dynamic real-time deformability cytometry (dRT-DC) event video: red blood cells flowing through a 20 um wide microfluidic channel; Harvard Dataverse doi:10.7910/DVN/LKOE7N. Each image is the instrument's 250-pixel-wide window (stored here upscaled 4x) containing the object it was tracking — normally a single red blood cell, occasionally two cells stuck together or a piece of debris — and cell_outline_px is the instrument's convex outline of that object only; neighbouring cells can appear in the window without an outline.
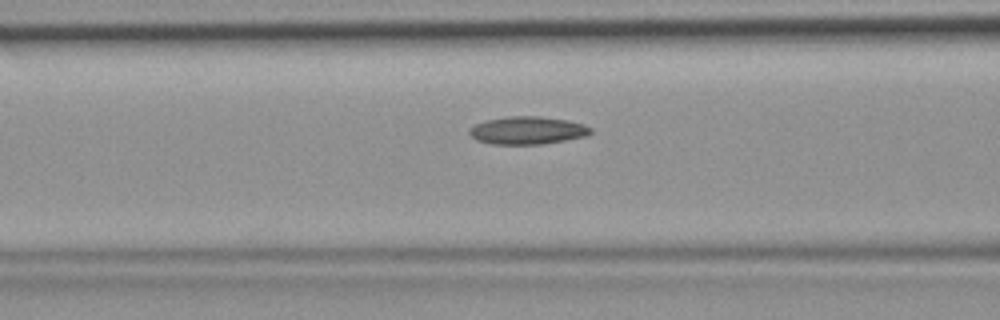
{"species": "common noctule bat (a hibernating species)", "species_latin": "Nyctalus noctula", "temperature_condition": "room temperature", "stored_images_in_passage": 39, "camera_frame_rate_fps": 3000, "um_per_image_px": 0.085, "animal": {"sex": "female", "body_mass_g": 19.9}, "frame": {"image": 1, "passage_image": 11, "time_ms": 3.333, "image_size_px": [1000, 320], "cell_outline_px": [[592, 132], [588, 136], [544, 144], [492, 144], [476, 140], [468, 132], [468, 128], [476, 124], [488, 120], [508, 116], [540, 116], [568, 120], [584, 124], [592, 128]], "centroid_in_image_um": [44.87, 11.08], "position_along_channel_um": 121.7, "area_um2": 19.77}}
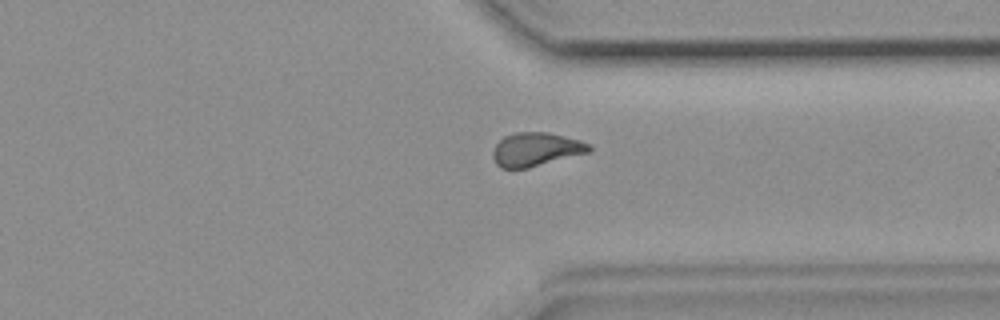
{"frame": {"image": 2, "passage_image": 28, "time_ms": 9.0, "image_size_px": [1000, 320], "cell_outline_px": [[592, 148], [588, 152], [528, 168], [500, 168], [496, 164], [492, 156], [492, 152], [496, 144], [504, 136], [516, 132], [548, 132], [580, 140], [588, 144]], "centroid_in_image_um": [45.51, 12.69], "position_along_channel_um": 365.9, "area_um2": 18.73}}
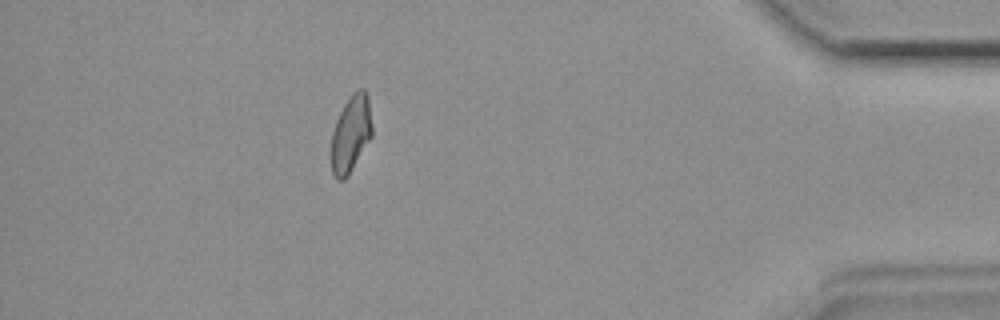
{"frame": {"image": 3, "passage_image": 34, "time_ms": 11.0, "image_size_px": [1000, 320], "cell_outline_px": [[372, 136], [348, 176], [344, 180], [336, 180], [332, 172], [332, 132], [336, 120], [344, 104], [352, 92], [360, 88], [364, 88], [368, 96], [372, 124]], "centroid_in_image_um": [29.83, 11.36], "position_along_channel_um": 405.4, "area_um2": 18.32}}